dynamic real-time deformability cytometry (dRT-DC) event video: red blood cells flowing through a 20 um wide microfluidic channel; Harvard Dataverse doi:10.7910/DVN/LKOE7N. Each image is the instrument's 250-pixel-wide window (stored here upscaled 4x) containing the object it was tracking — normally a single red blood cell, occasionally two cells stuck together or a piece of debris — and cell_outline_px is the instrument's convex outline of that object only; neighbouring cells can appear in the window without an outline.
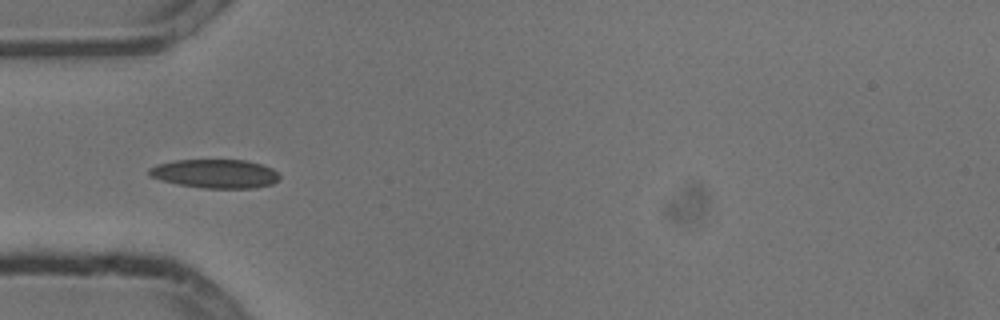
{"species": "common noctule bat (a hibernating species)", "species_latin": "Nyctalus noctula", "temperature_condition": "cold", "stored_images_in_passage": 9, "camera_frame_rate_fps": 3000, "um_per_image_px": 0.085, "animal": {"sex": "male", "body_mass_g": 13.3}, "frame": {"image": 1, "passage_image": 3, "time_ms": 0.667, "image_size_px": [1000, 320], "cell_outline_px": [[280, 180], [272, 184], [256, 188], [204, 188], [180, 184], [160, 180], [148, 176], [148, 168], [156, 164], [176, 160], [244, 160], [260, 164], [272, 168], [280, 176]], "centroid_in_image_um": [18.28, 14.76], "position_along_channel_um": 66.7, "area_um2": 21.96}}
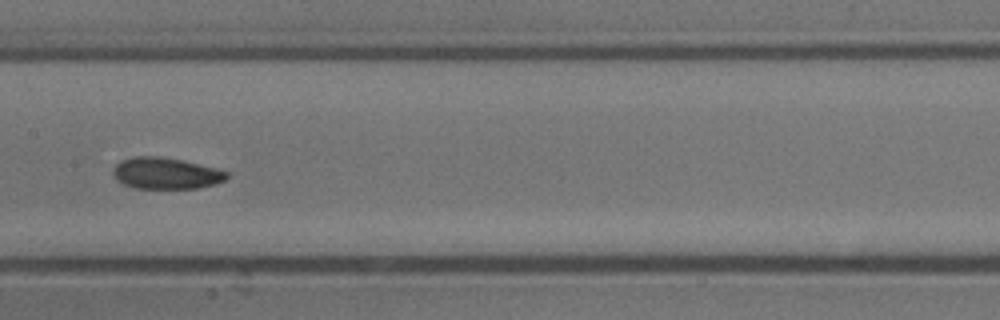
{"frame": {"image": 2, "passage_image": 6, "time_ms": 1.667, "image_size_px": [1000, 320], "cell_outline_px": [[228, 176], [224, 180], [212, 184], [196, 188], [136, 188], [124, 184], [116, 180], [112, 172], [112, 168], [116, 164], [124, 160], [136, 156], [156, 156], [180, 160], [216, 168], [228, 172]], "centroid_in_image_um": [14.06, 14.73], "position_along_channel_um": 193.3, "area_um2": 20.46}}
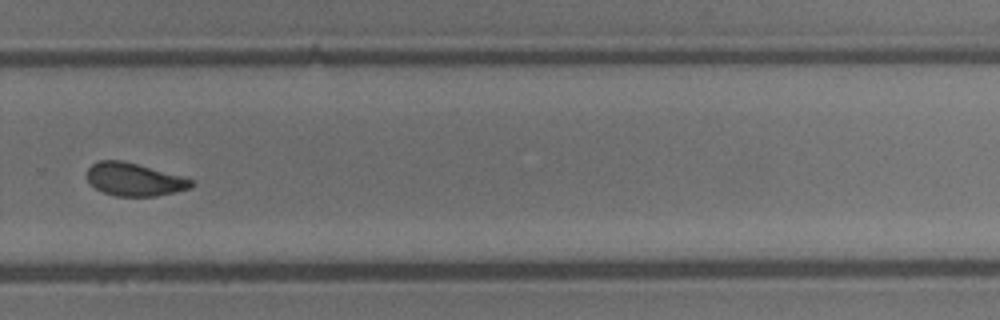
{"frame": {"image": 3, "passage_image": 9, "time_ms": 2.667, "image_size_px": [1000, 320], "cell_outline_px": [[192, 184], [188, 188], [156, 196], [116, 196], [104, 192], [96, 188], [88, 180], [88, 168], [92, 164], [100, 160], [120, 160], [136, 164], [180, 176], [192, 180]], "centroid_in_image_um": [11.36, 15.25], "position_along_channel_um": 318.4, "area_um2": 19.36}}